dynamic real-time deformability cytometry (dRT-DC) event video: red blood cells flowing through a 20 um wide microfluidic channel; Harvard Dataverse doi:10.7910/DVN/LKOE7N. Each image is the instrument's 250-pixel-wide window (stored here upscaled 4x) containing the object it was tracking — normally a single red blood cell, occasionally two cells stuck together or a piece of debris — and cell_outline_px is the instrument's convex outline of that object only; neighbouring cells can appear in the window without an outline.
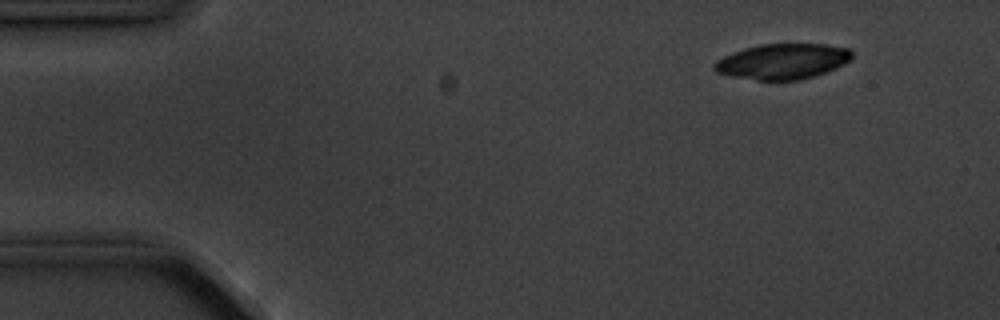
{"species": "common noctule bat (a hibernating species)", "species_latin": "Nyctalus noctula", "temperature_condition": "cold", "stored_images_in_passage": 5, "segment_of_instrument_passage": [1, 2], "camera_frame_rate_fps": 3000, "um_per_image_px": 0.085, "animal": {"sex": "male", "body_mass_g": 20.1, "forearm_length_mm": 53.5}, "frame": {"image": 1, "passage_image": 2, "time_ms": 1.0, "image_size_px": [1000, 320], "cell_outline_px": [[852, 60], [836, 68], [816, 76], [800, 80], [756, 80], [728, 76], [716, 72], [712, 68], [712, 64], [716, 60], [732, 52], [744, 48], [760, 44], [828, 44], [848, 48], [852, 52]], "centroid_in_image_um": [66.51, 5.22], "position_along_channel_um": 18.5, "area_um2": 28.84}}